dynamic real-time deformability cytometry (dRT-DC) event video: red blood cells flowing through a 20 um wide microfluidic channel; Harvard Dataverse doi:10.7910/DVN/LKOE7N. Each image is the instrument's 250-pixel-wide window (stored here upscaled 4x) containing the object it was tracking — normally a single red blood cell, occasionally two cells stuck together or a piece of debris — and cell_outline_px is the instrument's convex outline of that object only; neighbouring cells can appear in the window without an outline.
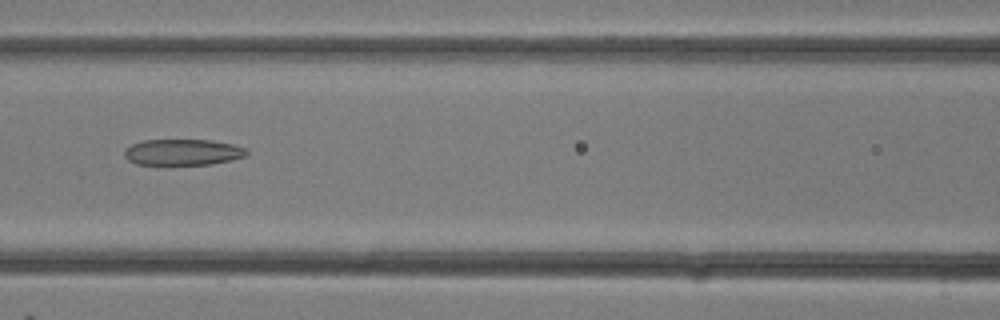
{"species": "common noctule bat (a hibernating species)", "species_latin": "Nyctalus noctula", "temperature_condition": "room temperature", "stored_images_in_passage": 32, "segment_of_instrument_passage": [1, 2], "camera_frame_rate_fps": 3000, "um_per_image_px": 0.085, "animal": {"sex": "female"}, "frame": {"image": 1, "passage_image": 14, "time_ms": 4.333, "image_size_px": [1000, 320], "cell_outline_px": [[248, 152], [244, 156], [232, 160], [212, 164], [136, 164], [128, 160], [124, 156], [124, 148], [132, 144], [144, 140], [212, 140], [232, 144], [244, 148]], "centroid_in_image_um": [15.5, 12.93], "position_along_channel_um": 151.1, "area_um2": 18.5}}
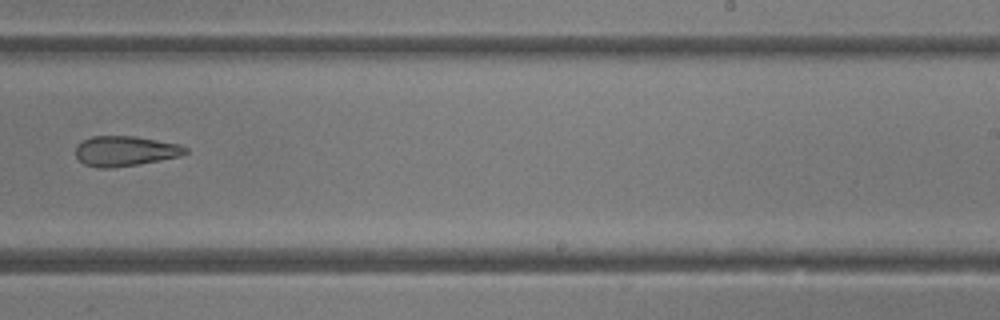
{"frame": {"image": 2, "passage_image": 20, "time_ms": 6.333, "image_size_px": [1000, 320], "cell_outline_px": [[188, 152], [180, 156], [136, 164], [112, 168], [100, 168], [84, 164], [76, 156], [76, 144], [92, 136], [136, 136], [180, 144], [188, 148]], "centroid_in_image_um": [10.64, 12.83], "position_along_channel_um": 278.4, "area_um2": 19.19}}
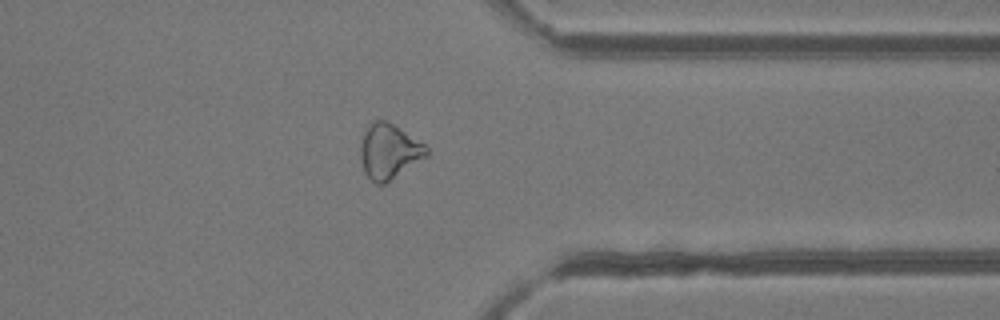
{"frame": {"image": 3, "passage_image": 25, "time_ms": 8.0, "image_size_px": [1000, 320], "cell_outline_px": [[428, 156], [384, 184], [376, 184], [364, 172], [360, 160], [360, 144], [364, 128], [372, 120], [388, 120], [424, 144], [428, 148]], "centroid_in_image_um": [33.03, 12.84], "position_along_channel_um": 378.4, "area_um2": 21.39}}